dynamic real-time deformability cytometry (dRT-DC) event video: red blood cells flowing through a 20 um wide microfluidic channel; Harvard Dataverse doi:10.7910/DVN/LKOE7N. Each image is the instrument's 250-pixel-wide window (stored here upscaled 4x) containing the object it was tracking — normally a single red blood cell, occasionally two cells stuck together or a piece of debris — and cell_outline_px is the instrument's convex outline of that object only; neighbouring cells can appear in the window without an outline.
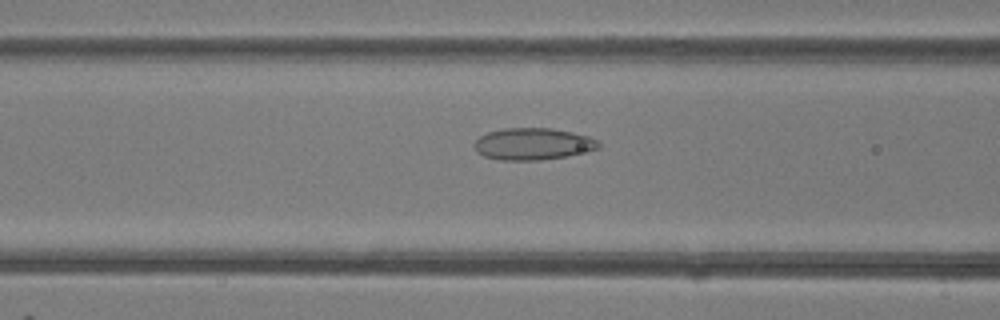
{"species": "common noctule bat (a hibernating species)", "species_latin": "Nyctalus noctula", "temperature_condition": "room temperature", "stored_images_in_passage": 49, "camera_frame_rate_fps": 3000, "um_per_image_px": 0.085, "animal": {"sex": "female"}, "frame": {"image": 1, "passage_image": 20, "time_ms": 6.333, "image_size_px": [1000, 320], "cell_outline_px": [[600, 148], [588, 152], [540, 160], [500, 160], [484, 156], [476, 152], [472, 144], [480, 136], [488, 132], [504, 128], [552, 128], [572, 132], [588, 136], [596, 140], [600, 144]], "centroid_in_image_um": [45.28, 12.23], "position_along_channel_um": 121.3, "area_um2": 23.18}}
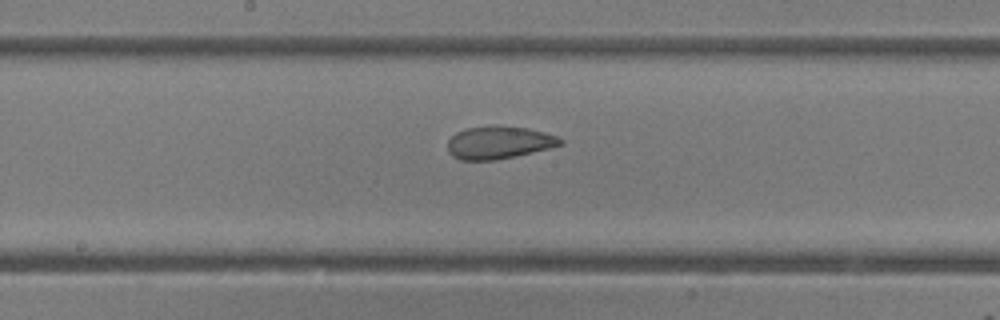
{"frame": {"image": 2, "passage_image": 26, "time_ms": 8.333, "image_size_px": [1000, 320], "cell_outline_px": [[564, 144], [548, 148], [496, 160], [460, 160], [452, 156], [448, 152], [448, 140], [456, 132], [464, 128], [528, 128], [544, 132], [556, 136], [564, 140]], "centroid_in_image_um": [42.38, 12.15], "position_along_channel_um": 205.8, "area_um2": 20.75}}
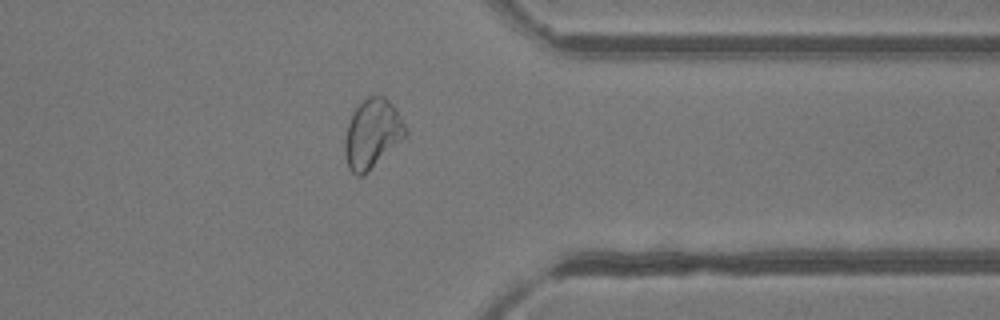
{"frame": {"image": 3, "passage_image": 39, "time_ms": 12.667, "image_size_px": [1000, 320], "cell_outline_px": [[408, 132], [368, 172], [360, 176], [356, 176], [348, 168], [344, 152], [344, 140], [348, 124], [356, 108], [368, 96], [384, 96], [396, 108], [408, 128]], "centroid_in_image_um": [31.63, 11.37], "position_along_channel_um": 379.8, "area_um2": 24.1}, "authors_computed_cell_mechanics": {"area_um2": 25.3164, "velocity_mm_per_s": 4.2198, "shape_relaxation_time_tau1_ms": null, "shape_relaxation_time_tau2_ms": 1.1767, "deformation_change_tau1": null, "deformation_change_tau2": 0.0654}}